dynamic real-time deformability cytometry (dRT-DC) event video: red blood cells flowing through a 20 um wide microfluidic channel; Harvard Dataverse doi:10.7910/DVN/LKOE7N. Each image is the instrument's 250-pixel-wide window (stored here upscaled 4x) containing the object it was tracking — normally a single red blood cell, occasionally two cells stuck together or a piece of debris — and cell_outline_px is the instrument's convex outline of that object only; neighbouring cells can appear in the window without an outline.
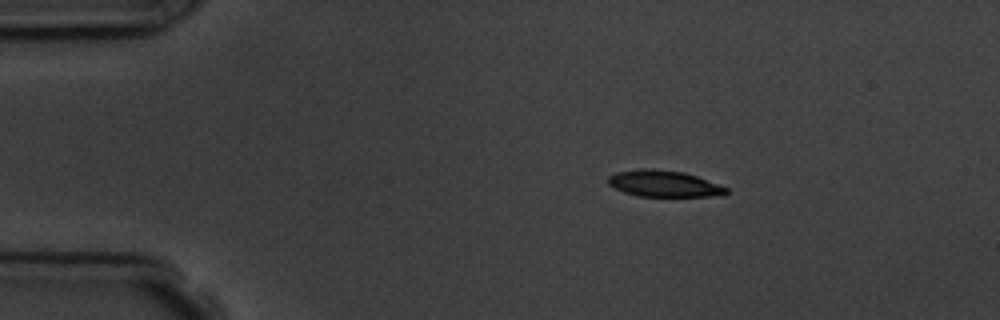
{"species": "common noctule bat (a hibernating species)", "species_latin": "Nyctalus noctula", "temperature_condition": "room temperature", "stored_images_in_passage": 2, "camera_frame_rate_fps": 3000, "um_per_image_px": 0.085, "animal": {"sex": "male", "body_mass_g": 19.5, "forearm_length_mm": 54.6}, "frame": {"image": 1, "passage_image": 1, "time_ms": 0.0, "image_size_px": [1000, 320], "cell_outline_px": [[728, 192], [724, 196], [640, 196], [624, 192], [612, 188], [608, 184], [608, 176], [616, 172], [644, 168], [652, 168], [684, 172], [696, 176], [728, 188]], "centroid_in_image_um": [56.41, 15.61], "position_along_channel_um": 28.6, "area_um2": 18.21}}